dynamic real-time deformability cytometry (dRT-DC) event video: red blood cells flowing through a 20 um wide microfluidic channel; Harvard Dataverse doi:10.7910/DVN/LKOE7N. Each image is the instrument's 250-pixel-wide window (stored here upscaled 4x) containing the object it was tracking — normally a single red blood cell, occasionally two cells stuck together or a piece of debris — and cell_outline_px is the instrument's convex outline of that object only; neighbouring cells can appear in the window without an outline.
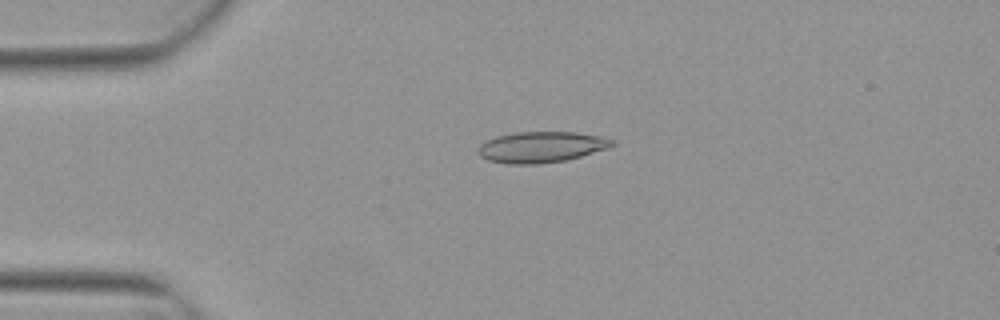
{"species": "Egyptian fruit bat (a non-hibernating species)", "species_latin": "Rousettus aegyptiacus", "temperature_condition": "warm", "stored_images_in_passage": 7, "camera_frame_rate_fps": 3000, "um_per_image_px": 0.085, "animal": {"sex": "female"}, "frame": {"image": 1, "passage_image": 2, "time_ms": 0.333, "image_size_px": [1000, 320], "cell_outline_px": [[616, 144], [608, 148], [580, 156], [564, 160], [536, 164], [508, 164], [488, 160], [480, 156], [476, 152], [476, 148], [484, 140], [496, 136], [516, 132], [576, 132], [600, 136], [616, 140]], "centroid_in_image_um": [45.97, 12.49], "position_along_channel_um": 39.0, "area_um2": 24.33}}
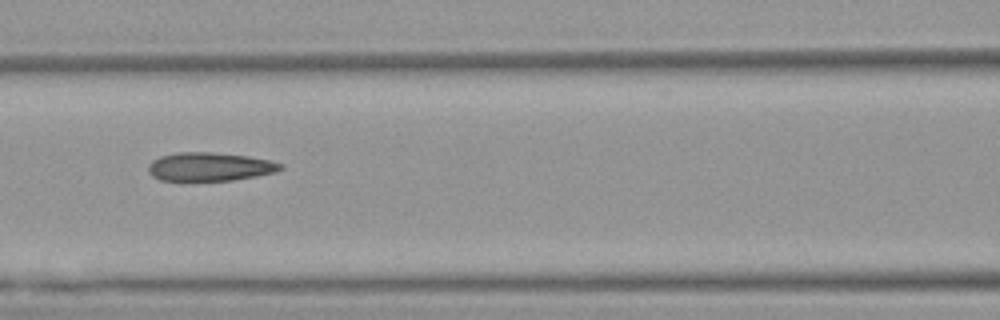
{"frame": {"image": 2, "passage_image": 5, "time_ms": 1.333, "image_size_px": [1000, 320], "cell_outline_px": [[284, 168], [276, 172], [256, 176], [232, 180], [160, 180], [152, 176], [148, 172], [148, 164], [152, 160], [160, 156], [176, 152], [212, 152], [248, 156], [272, 160], [284, 164]], "centroid_in_image_um": [17.85, 14.16], "position_along_channel_um": 148.8, "area_um2": 22.14}}
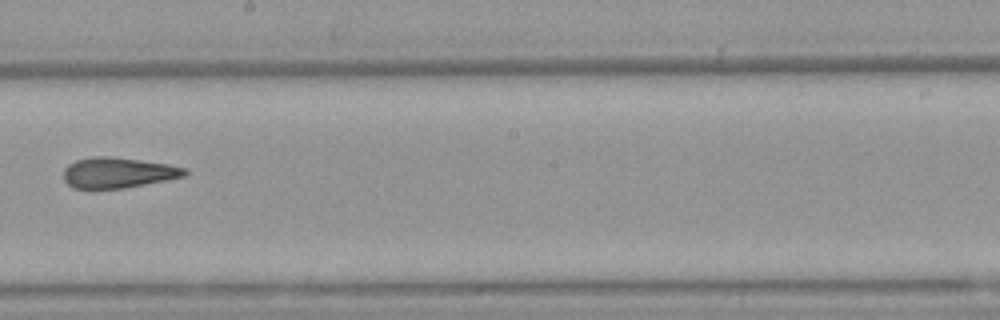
{"frame": {"image": 3, "passage_image": 7, "time_ms": 2.0, "image_size_px": [1000, 320], "cell_outline_px": [[188, 172], [184, 176], [124, 188], [92, 192], [72, 188], [64, 180], [64, 168], [68, 164], [76, 160], [92, 156], [108, 156], [140, 160], [168, 164], [184, 168]], "centroid_in_image_um": [9.92, 14.72], "position_along_channel_um": 238.3, "area_um2": 22.08}}